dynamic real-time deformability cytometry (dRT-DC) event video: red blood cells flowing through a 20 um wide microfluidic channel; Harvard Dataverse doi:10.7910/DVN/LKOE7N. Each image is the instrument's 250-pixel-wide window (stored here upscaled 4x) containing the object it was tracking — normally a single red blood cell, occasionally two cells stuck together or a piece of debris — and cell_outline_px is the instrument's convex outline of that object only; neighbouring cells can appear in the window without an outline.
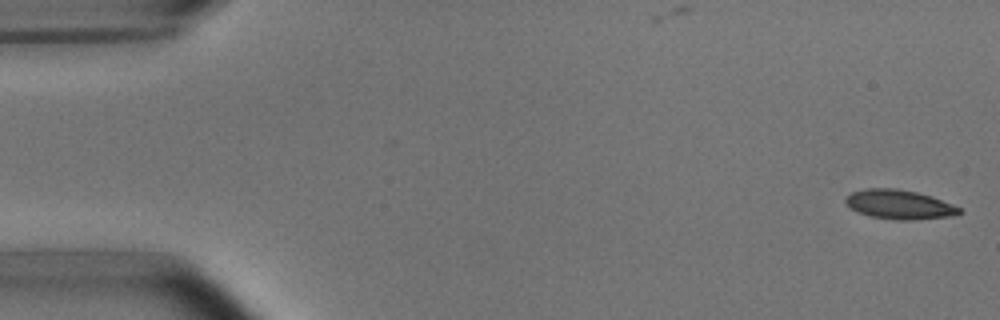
{"species": "common noctule bat (a hibernating species)", "species_latin": "Nyctalus noctula", "temperature_condition": "room temperature", "stored_images_in_passage": 52, "camera_frame_rate_fps": 3000, "um_per_image_px": 0.085, "animal": {"sex": "male", "body_mass_g": 15.6}, "frame": {"image": 1, "passage_image": 1, "time_ms": 0.0, "image_size_px": [1000, 320], "cell_outline_px": [[964, 212], [948, 216], [908, 220], [896, 220], [872, 216], [856, 212], [844, 200], [852, 192], [868, 188], [896, 188], [916, 192], [932, 196], [952, 204], [960, 208]], "centroid_in_image_um": [76.44, 17.37], "position_along_channel_um": 8.6, "area_um2": 19.13}}
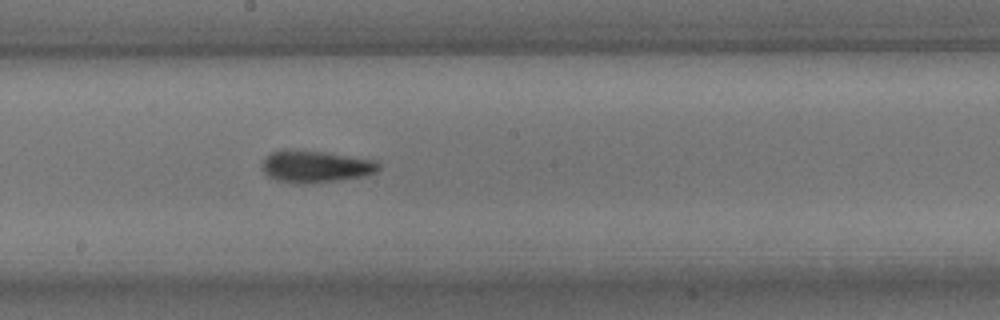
{"frame": {"image": 2, "passage_image": 28, "time_ms": 9.0, "image_size_px": [1000, 320], "cell_outline_px": [[380, 168], [376, 172], [364, 176], [336, 180], [276, 180], [268, 176], [260, 168], [264, 156], [272, 152], [284, 148], [288, 148], [324, 152], [376, 160], [380, 164]], "centroid_in_image_um": [26.8, 14.08], "position_along_channel_um": 221.4, "area_um2": 21.1}}
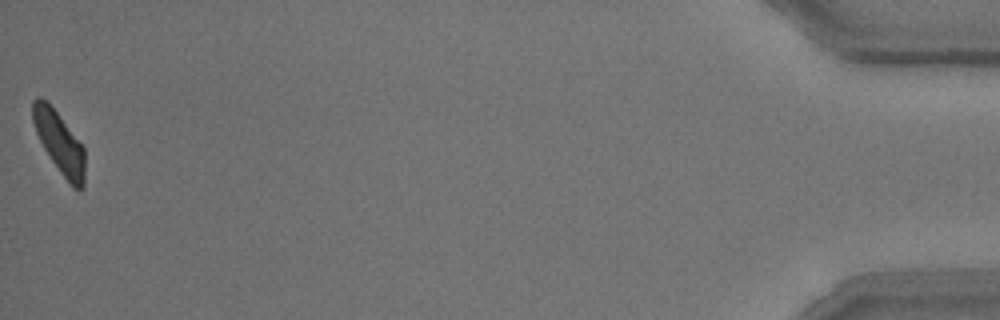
{"frame": {"image": 3, "passage_image": 52, "time_ms": 17.0, "image_size_px": [1000, 320], "cell_outline_px": [[84, 188], [80, 192], [72, 188], [60, 172], [44, 148], [36, 132], [32, 120], [32, 100], [36, 96], [40, 96], [56, 112], [84, 148]], "centroid_in_image_um": [5.05, 12.17], "position_along_channel_um": 430.2, "area_um2": 18.38}, "authors_computed_cell_mechanics": {"area_um2": 20.0855, "velocity_mm_per_s": 3.8049, "shape_relaxation_time_tau1_ms": 4.1532, "shape_relaxation_time_tau2_ms": 2.8567, "deformation_change_tau1": 0.157, "deformation_change_tau2": 0.1108}}